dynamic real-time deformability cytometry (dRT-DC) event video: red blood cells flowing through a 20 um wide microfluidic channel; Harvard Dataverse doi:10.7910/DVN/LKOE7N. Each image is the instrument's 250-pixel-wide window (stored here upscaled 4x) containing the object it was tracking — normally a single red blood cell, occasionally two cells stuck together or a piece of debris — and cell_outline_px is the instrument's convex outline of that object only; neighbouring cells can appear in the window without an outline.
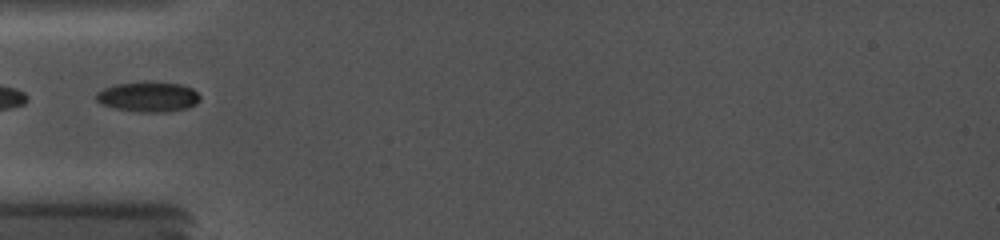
{"species": "common noctule bat (a hibernating species)", "species_latin": "Nyctalus noctula", "temperature_condition": "cold", "stored_images_in_passage": 6, "camera_frame_rate_fps": 5000, "um_per_image_px": 0.085, "animal": {"sex": "female", "body_mass_g": 19.0, "forearm_length_mm": 56.7}, "frame": {"image": 1, "passage_image": 1, "time_ms": 0.0, "image_size_px": [1000, 240], "cell_outline_px": [[200, 100], [196, 104], [188, 108], [168, 112], [140, 112], [116, 108], [104, 104], [96, 100], [96, 92], [104, 88], [116, 84], [180, 84], [192, 88], [200, 96]], "centroid_in_image_um": [12.63, 8.27], "position_along_channel_um": 72.4, "area_um2": 17.51}}
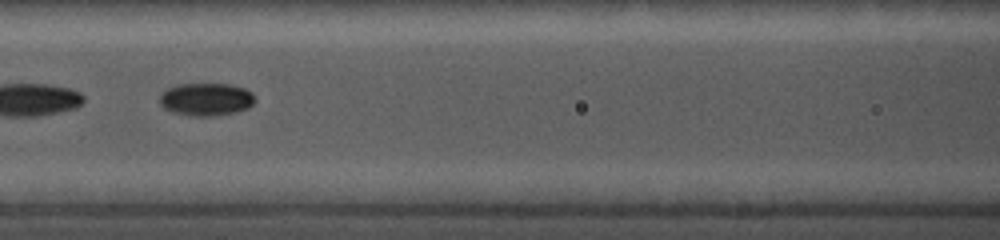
{"frame": {"image": 2, "passage_image": 3, "time_ms": 2.0, "image_size_px": [1000, 240], "cell_outline_px": [[256, 100], [248, 108], [236, 112], [212, 116], [188, 116], [172, 112], [164, 108], [160, 104], [160, 92], [176, 84], [228, 84], [244, 88], [252, 92]], "centroid_in_image_um": [17.5, 8.44], "position_along_channel_um": 149.1, "area_um2": 18.38}}